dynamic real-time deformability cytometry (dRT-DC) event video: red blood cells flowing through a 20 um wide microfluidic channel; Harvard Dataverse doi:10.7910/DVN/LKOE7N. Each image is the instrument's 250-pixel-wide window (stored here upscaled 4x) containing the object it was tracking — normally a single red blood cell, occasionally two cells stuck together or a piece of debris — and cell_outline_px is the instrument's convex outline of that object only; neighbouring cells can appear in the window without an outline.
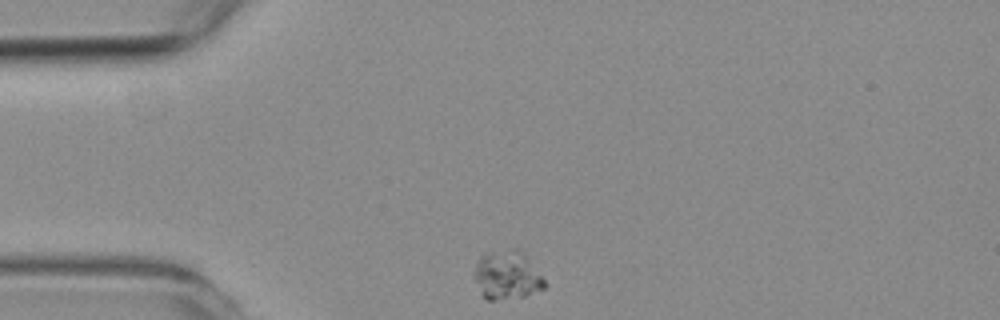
{"species": "common noctule bat (a hibernating species)", "species_latin": "Nyctalus noctula", "temperature_condition": "room temperature", "stored_images_in_passage": 47, "camera_frame_rate_fps": 3000, "um_per_image_px": 0.085, "animal": {"sex": "female", "body_mass_g": 19.3, "forearm_length_mm": 54.1}, "frame": {"image": 1, "passage_image": 1, "time_ms": 0.0, "image_size_px": [1000, 320], "cell_outline_px": [[548, 284], [544, 288], [524, 296], [496, 300], [488, 300], [480, 292], [472, 276], [476, 260], [484, 252], [512, 248], [520, 248], [524, 252]], "centroid_in_image_um": [43.07, 23.35], "position_along_channel_um": 41.9, "area_um2": 20.46}}
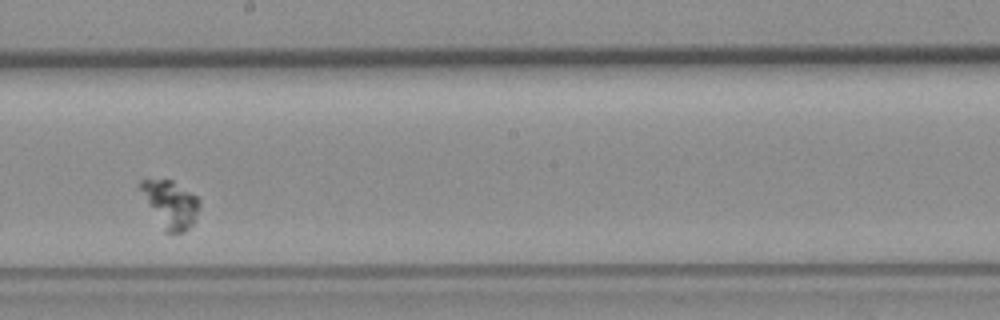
{"frame": {"image": 2, "passage_image": 21, "time_ms": 6.667, "image_size_px": [1000, 320], "cell_outline_px": [[200, 204], [196, 220], [184, 232], [164, 232], [136, 184], [140, 180], [172, 180], [196, 196], [200, 200]], "centroid_in_image_um": [14.48, 17.35], "position_along_channel_um": 233.7, "area_um2": 16.13}}
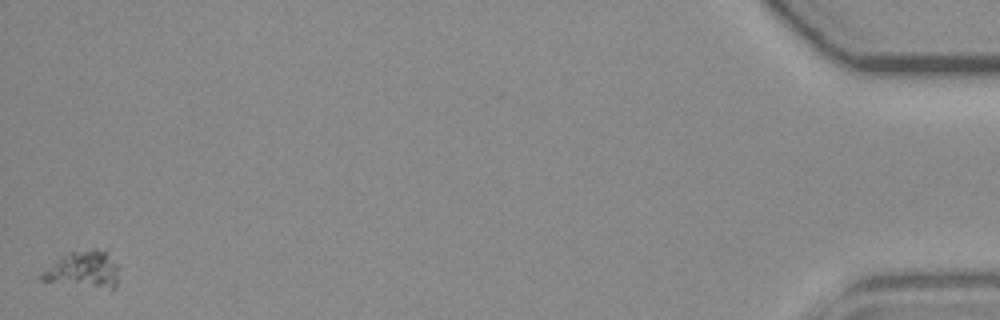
{"frame": {"image": 3, "passage_image": 47, "time_ms": 15.333, "image_size_px": [1000, 320], "cell_outline_px": [[120, 268], [116, 284], [112, 288], [40, 280], [40, 272], [60, 256], [68, 252], [92, 248], [108, 248]], "centroid_in_image_um": [7.14, 22.82], "position_along_channel_um": 428.1, "area_um2": 16.76}}